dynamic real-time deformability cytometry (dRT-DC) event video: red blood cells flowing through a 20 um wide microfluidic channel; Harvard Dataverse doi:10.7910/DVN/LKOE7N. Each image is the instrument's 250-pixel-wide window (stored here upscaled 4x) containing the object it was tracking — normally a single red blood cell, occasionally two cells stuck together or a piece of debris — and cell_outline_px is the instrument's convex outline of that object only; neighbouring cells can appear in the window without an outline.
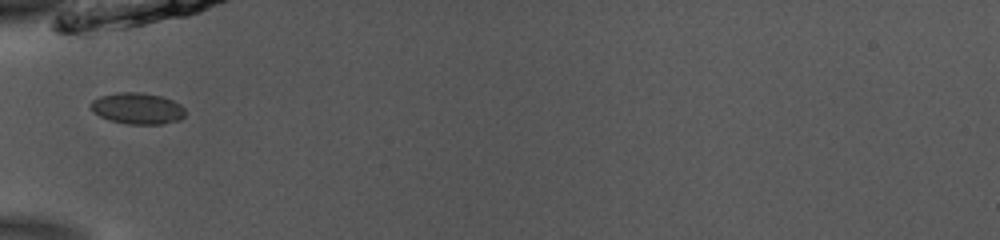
{"species": "common noctule bat (a hibernating species)", "species_latin": "Nyctalus noctula", "temperature_condition": "room temperature", "stored_images_in_passage": 35, "camera_frame_rate_fps": 3000, "um_per_image_px": 0.085, "animal": {"sex": "male", "body_mass_g": 13.0, "forearm_length_mm": 53.1}, "frame": {"image": 1, "passage_image": 1, "time_ms": 0.0, "image_size_px": [1000, 240], "cell_outline_px": [[184, 116], [180, 120], [164, 124], [128, 124], [112, 120], [100, 116], [88, 104], [92, 100], [100, 96], [120, 92], [140, 92], [160, 96], [172, 100], [180, 104], [184, 108]], "centroid_in_image_um": [11.7, 9.21], "position_along_channel_um": 73.3, "area_um2": 17.11}}
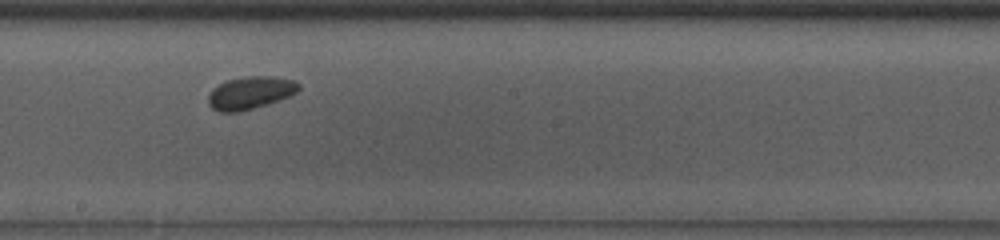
{"frame": {"image": 2, "passage_image": 13, "time_ms": 4.0, "image_size_px": [1000, 240], "cell_outline_px": [[300, 88], [296, 92], [288, 96], [268, 104], [240, 112], [220, 112], [212, 108], [208, 104], [208, 96], [212, 88], [228, 80], [248, 76], [272, 76], [296, 80], [300, 84]], "centroid_in_image_um": [21.28, 7.89], "position_along_channel_um": 226.9, "area_um2": 17.22}}
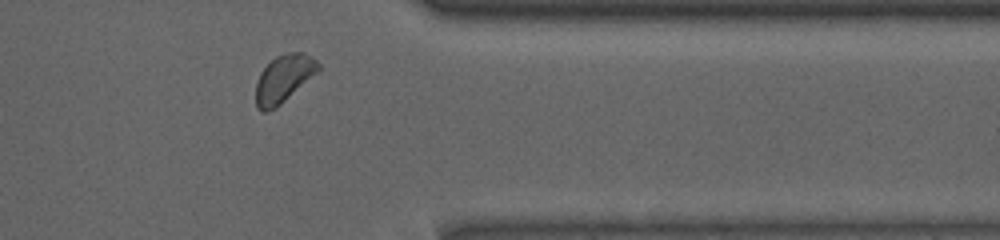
{"frame": {"image": 3, "passage_image": 26, "time_ms": 8.333, "image_size_px": [1000, 240], "cell_outline_px": [[320, 72], [276, 108], [268, 112], [260, 112], [256, 108], [256, 84], [260, 72], [276, 56], [284, 52], [304, 52], [316, 60], [320, 64]], "centroid_in_image_um": [24.14, 6.7], "position_along_channel_um": 387.3, "area_um2": 17.69}}